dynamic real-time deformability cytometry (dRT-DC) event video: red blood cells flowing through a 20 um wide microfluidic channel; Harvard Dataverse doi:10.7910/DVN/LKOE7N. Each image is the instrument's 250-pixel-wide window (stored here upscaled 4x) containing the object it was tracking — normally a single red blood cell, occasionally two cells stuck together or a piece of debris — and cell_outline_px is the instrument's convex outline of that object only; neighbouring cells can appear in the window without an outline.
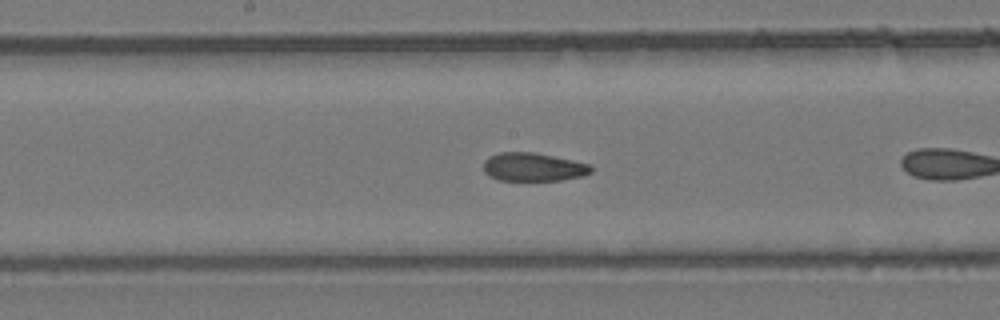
{"species": "common noctule bat (a hibernating species)", "species_latin": "Nyctalus noctula", "temperature_condition": "room temperature", "stored_images_in_passage": 13, "camera_frame_rate_fps": 3000, "um_per_image_px": 0.085, "animal": {"sex": "female", "body_mass_g": 24.6, "forearm_length_mm": 56.2}, "frame": {"image": 1, "passage_image": 11, "time_ms": 3.333, "image_size_px": [1000, 320], "cell_outline_px": [[592, 172], [584, 176], [560, 180], [500, 180], [484, 172], [484, 160], [488, 156], [500, 152], [532, 152], [572, 160], [588, 164], [592, 168]], "centroid_in_image_um": [45.32, 14.19], "position_along_channel_um": 202.9, "area_um2": 17.63}}